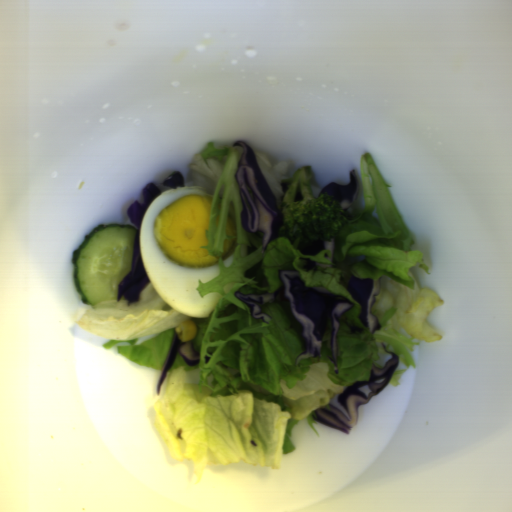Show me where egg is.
<instances>
[{
	"mask_svg": "<svg viewBox=\"0 0 512 512\" xmlns=\"http://www.w3.org/2000/svg\"><path fill=\"white\" fill-rule=\"evenodd\" d=\"M212 197L185 186L170 188L145 211L139 250L146 275L163 302L193 318L208 317L223 298L209 292L201 297L199 280L218 275L217 259L206 249Z\"/></svg>",
	"mask_w": 512,
	"mask_h": 512,
	"instance_id": "d2b9013d",
	"label": "egg"
},
{
	"mask_svg": "<svg viewBox=\"0 0 512 512\" xmlns=\"http://www.w3.org/2000/svg\"><path fill=\"white\" fill-rule=\"evenodd\" d=\"M236 247H237V240H235V239L226 240L225 239L224 244H223V254H222V262L224 265H226V266L231 265L233 258H234Z\"/></svg>",
	"mask_w": 512,
	"mask_h": 512,
	"instance_id": "2799bb9f",
	"label": "egg"
},
{
	"mask_svg": "<svg viewBox=\"0 0 512 512\" xmlns=\"http://www.w3.org/2000/svg\"><path fill=\"white\" fill-rule=\"evenodd\" d=\"M225 232L228 236L235 237L237 236V225L235 218V211L232 203H230L227 220H226V228Z\"/></svg>",
	"mask_w": 512,
	"mask_h": 512,
	"instance_id": "db1cbce2",
	"label": "egg"
}]
</instances>
